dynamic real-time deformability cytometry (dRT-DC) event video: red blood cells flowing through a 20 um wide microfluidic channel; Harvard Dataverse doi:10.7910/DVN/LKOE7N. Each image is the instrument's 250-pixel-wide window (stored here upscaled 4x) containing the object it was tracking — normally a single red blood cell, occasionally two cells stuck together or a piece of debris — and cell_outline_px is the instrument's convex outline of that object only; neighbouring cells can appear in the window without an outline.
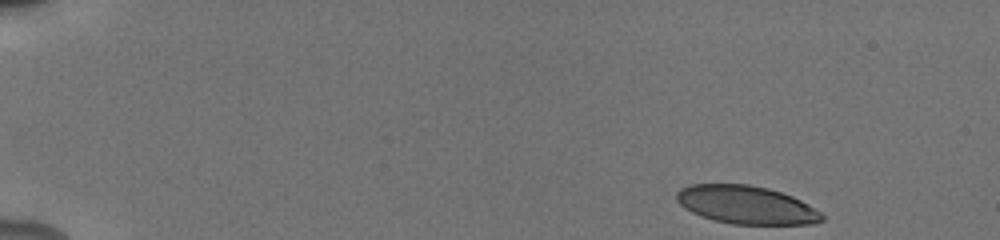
{"species": "human", "species_latin": "Homo sapiens", "temperature_condition": "cold", "stored_images_in_passage": 8, "camera_frame_rate_fps": 3000, "um_per_image_px": 0.085, "donor": {"sex": "male"}, "frame": {"image": 1, "passage_image": 1, "time_ms": 0.0, "image_size_px": [1000, 240], "cell_outline_px": [[824, 220], [816, 224], [732, 224], [700, 216], [692, 212], [680, 204], [676, 200], [676, 192], [680, 188], [688, 184], [748, 184], [768, 188], [792, 196], [800, 200], [820, 212], [824, 216]], "centroid_in_image_um": [63.42, 17.41], "position_along_channel_um": 21.6, "area_um2": 32.31}}
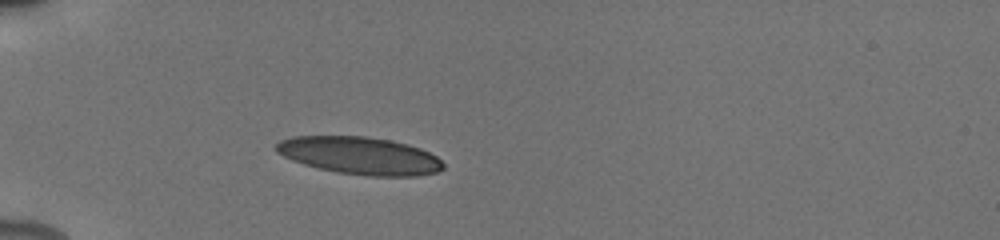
{"frame": {"image": 2, "passage_image": 6, "time_ms": 3.667, "image_size_px": [1000, 240], "cell_outline_px": [[444, 168], [436, 172], [416, 176], [368, 176], [336, 172], [304, 164], [292, 160], [276, 152], [276, 144], [280, 140], [292, 136], [364, 136], [392, 140], [408, 144], [420, 148], [436, 156], [444, 164]], "centroid_in_image_um": [30.59, 13.22], "position_along_channel_um": 54.4, "area_um2": 36.53}}
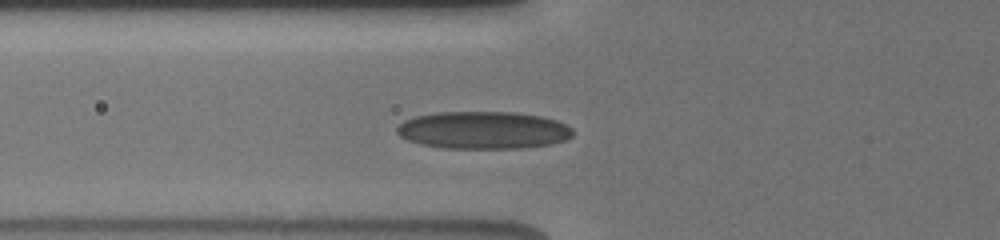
{"frame": {"image": 3, "passage_image": 8, "time_ms": 5.0, "image_size_px": [1000, 240], "cell_outline_px": [[572, 136], [564, 140], [552, 144], [520, 148], [444, 148], [420, 144], [408, 140], [400, 136], [396, 132], [396, 128], [404, 120], [416, 116], [436, 112], [516, 112], [544, 116], [556, 120], [572, 128]], "centroid_in_image_um": [41.08, 11.06], "position_along_channel_um": 84.7, "area_um2": 38.55}}